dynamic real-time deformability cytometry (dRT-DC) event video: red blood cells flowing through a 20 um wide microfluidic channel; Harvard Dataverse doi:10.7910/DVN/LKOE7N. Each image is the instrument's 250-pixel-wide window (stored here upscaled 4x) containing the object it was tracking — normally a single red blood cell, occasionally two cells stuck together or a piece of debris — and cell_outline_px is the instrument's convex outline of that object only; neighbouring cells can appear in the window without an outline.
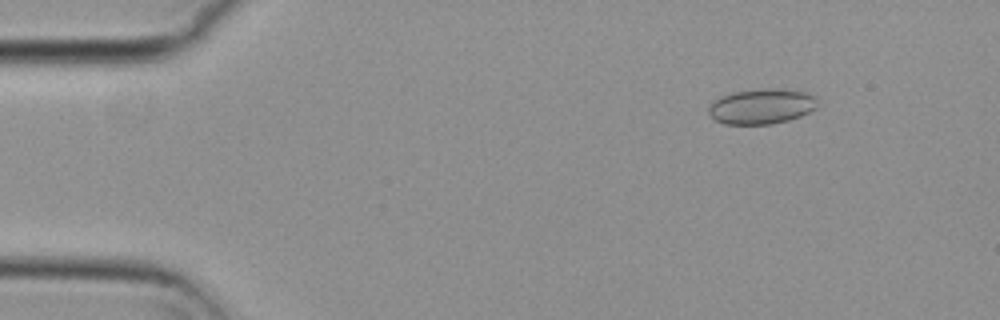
{"species": "common noctule bat (a hibernating species)", "species_latin": "Nyctalus noctula", "temperature_condition": "cold", "stored_images_in_passage": 56, "camera_frame_rate_fps": 3000, "um_per_image_px": 0.085, "animal": {"sex": "female", "body_mass_g": 29.2, "forearm_length_mm": 56.3}, "frame": {"image": 1, "passage_image": 7, "time_ms": 2.0, "image_size_px": [1000, 320], "cell_outline_px": [[820, 104], [816, 108], [800, 116], [788, 120], [772, 124], [724, 124], [716, 120], [708, 112], [708, 108], [720, 96], [732, 92], [764, 88], [784, 88], [804, 92], [816, 96], [820, 100]], "centroid_in_image_um": [64.79, 9.02], "position_along_channel_um": 20.2, "area_um2": 22.6}}
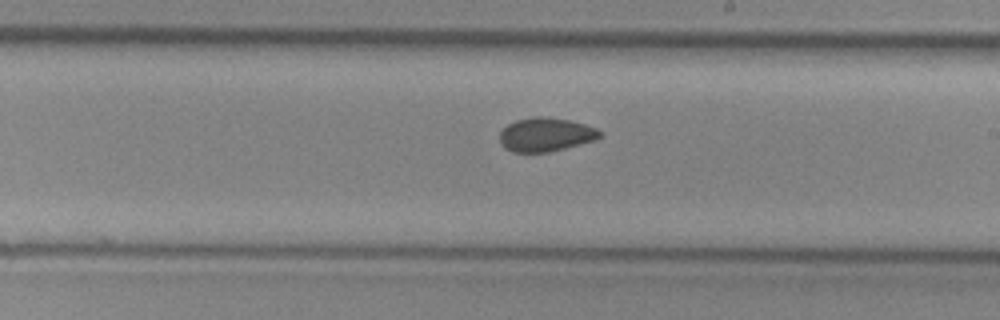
{"frame": {"image": 2, "passage_image": 32, "time_ms": 10.333, "image_size_px": [1000, 320], "cell_outline_px": [[604, 136], [596, 140], [548, 152], [512, 152], [504, 148], [500, 144], [500, 132], [508, 124], [516, 120], [536, 116], [544, 116], [568, 120], [584, 124], [596, 128]], "centroid_in_image_um": [46.38, 11.44], "position_along_channel_um": 242.6, "area_um2": 19.71}}
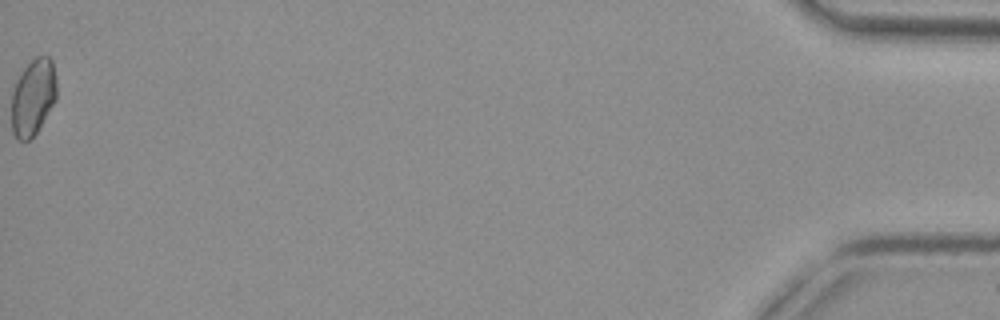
{"frame": {"image": 3, "passage_image": 56, "time_ms": 18.333, "image_size_px": [1000, 320], "cell_outline_px": [[56, 100], [36, 132], [28, 140], [16, 140], [12, 132], [12, 84], [20, 72], [36, 56], [48, 56], [52, 60], [56, 80]], "centroid_in_image_um": [2.79, 8.24], "position_along_channel_um": 432.4, "area_um2": 20.23}, "authors_computed_cell_mechanics": {"area_um2": 20.0566, "velocity_mm_per_s": 3.713, "shape_relaxation_time_tau1_ms": null, "shape_relaxation_time_tau2_ms": 3.2928, "deformation_change_tau1": null, "deformation_change_tau2": 0.0625}}